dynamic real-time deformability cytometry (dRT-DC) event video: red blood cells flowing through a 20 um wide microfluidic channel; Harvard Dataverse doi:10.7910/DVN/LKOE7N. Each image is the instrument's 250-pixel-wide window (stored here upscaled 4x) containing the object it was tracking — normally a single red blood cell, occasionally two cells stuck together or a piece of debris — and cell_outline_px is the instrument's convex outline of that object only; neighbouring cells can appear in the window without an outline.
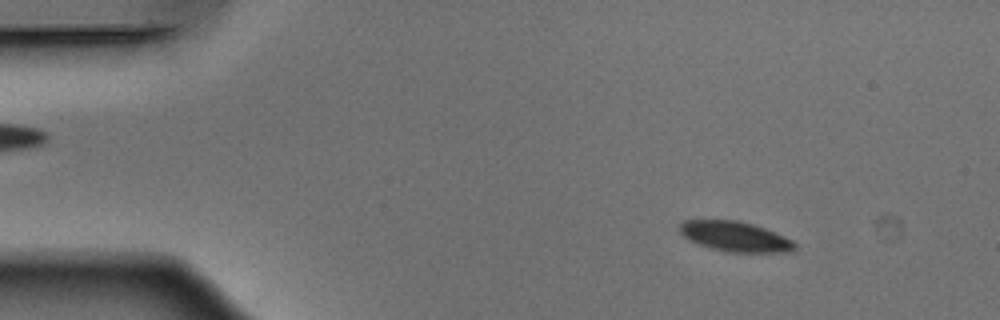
{"species": "Egyptian fruit bat (a non-hibernating species)", "species_latin": "Rousettus aegyptiacus", "temperature_condition": "warm", "stored_images_in_passage": 52, "camera_frame_rate_fps": 3000, "um_per_image_px": 0.085, "animal": {"sex": "male"}, "frame": {"image": 1, "passage_image": 7, "time_ms": 2.0, "image_size_px": [1000, 320], "cell_outline_px": [[796, 248], [792, 252], [728, 252], [712, 248], [688, 240], [680, 232], [680, 224], [684, 220], [740, 220], [764, 228], [784, 236], [792, 240], [796, 244]], "centroid_in_image_um": [62.5, 20.1], "position_along_channel_um": 22.5, "area_um2": 20.06}}
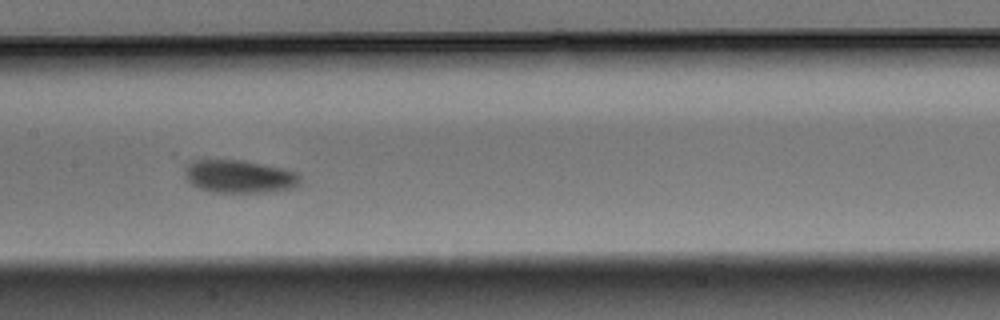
{"frame": {"image": 2, "passage_image": 26, "time_ms": 8.333, "image_size_px": [1000, 320], "cell_outline_px": [[300, 184], [296, 188], [276, 192], [212, 192], [200, 188], [192, 184], [184, 176], [184, 168], [188, 160], [244, 160], [284, 168], [296, 172], [300, 176]], "centroid_in_image_um": [20.37, 15.0], "position_along_channel_um": 187.0, "area_um2": 22.6}}
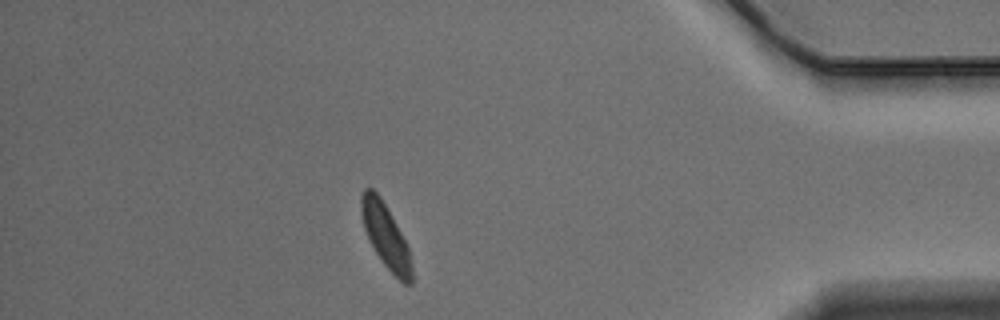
{"frame": {"image": 3, "passage_image": 46, "time_ms": 15.0, "image_size_px": [1000, 320], "cell_outline_px": [[412, 284], [404, 284], [384, 264], [376, 252], [364, 228], [360, 212], [360, 196], [364, 188], [372, 188], [380, 196], [396, 224], [408, 248], [412, 264]], "centroid_in_image_um": [32.76, 20.03], "position_along_channel_um": 402.4, "area_um2": 18.44}, "authors_computed_cell_mechanics": {"area_um2": 21.0681, "velocity_mm_per_s": 3.8495, "shape_relaxation_time_tau1_ms": 2.8632, "shape_relaxation_time_tau2_ms": null, "deformation_change_tau1": 0.1236, "deformation_change_tau2": null}}